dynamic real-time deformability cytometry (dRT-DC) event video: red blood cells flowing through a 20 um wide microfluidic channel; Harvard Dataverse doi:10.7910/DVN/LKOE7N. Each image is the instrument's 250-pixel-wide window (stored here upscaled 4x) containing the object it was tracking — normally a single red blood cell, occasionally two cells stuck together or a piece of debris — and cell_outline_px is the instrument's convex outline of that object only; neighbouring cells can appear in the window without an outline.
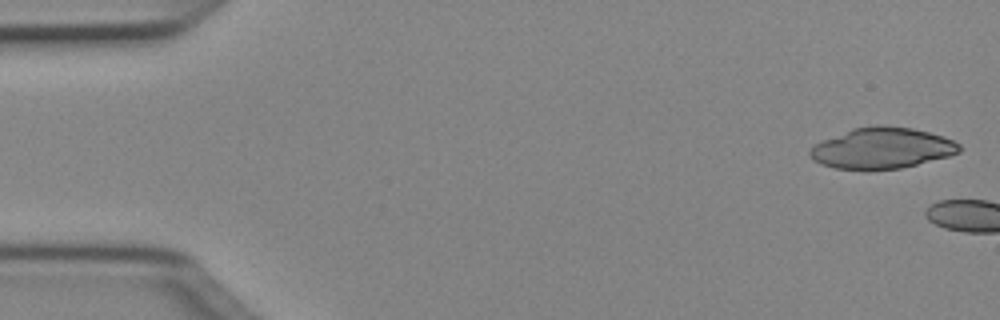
{"species": "Egyptian fruit bat (a non-hibernating species)", "species_latin": "Rousettus aegyptiacus", "temperature_condition": "cold", "stored_images_in_passage": 4, "camera_frame_rate_fps": 3000, "um_per_image_px": 0.085, "animal": {"sex": "female"}, "frame": {"image": 1, "passage_image": 1, "time_ms": 0.0, "image_size_px": [1000, 320], "cell_outline_px": [[964, 148], [960, 152], [948, 156], [900, 168], [868, 172], [836, 168], [820, 164], [812, 160], [808, 156], [808, 152], [816, 144], [824, 140], [852, 128], [876, 124], [880, 124], [912, 128], [944, 136], [960, 144]], "centroid_in_image_um": [74.95, 12.61], "position_along_channel_um": 10.0, "area_um2": 36.24}}